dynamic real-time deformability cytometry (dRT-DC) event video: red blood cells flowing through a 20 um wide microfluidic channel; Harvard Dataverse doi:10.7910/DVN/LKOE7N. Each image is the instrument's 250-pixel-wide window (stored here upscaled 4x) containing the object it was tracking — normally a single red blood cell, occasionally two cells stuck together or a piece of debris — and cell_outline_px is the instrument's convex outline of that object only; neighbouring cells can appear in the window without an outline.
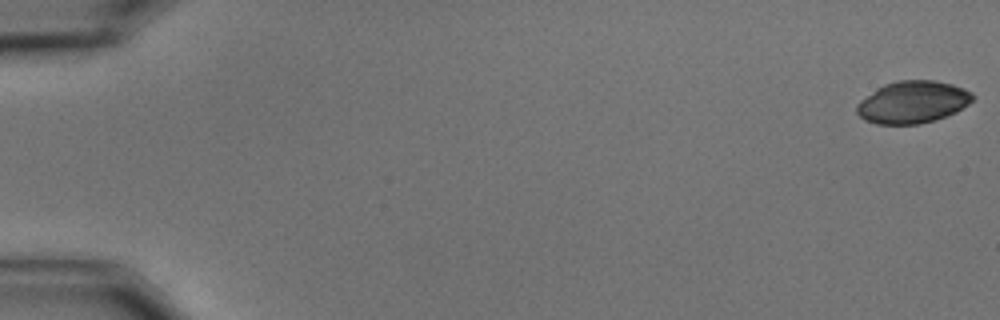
{"species": "common noctule bat (a hibernating species)", "species_latin": "Nyctalus noctula", "temperature_condition": "cold", "stored_images_in_passage": 57, "camera_frame_rate_fps": 3000, "um_per_image_px": 0.085, "animal": {"sex": "male", "body_mass_g": 15.6}, "frame": {"image": 1, "passage_image": 1, "time_ms": 0.0, "image_size_px": [1000, 320], "cell_outline_px": [[976, 96], [968, 104], [956, 112], [920, 124], [876, 124], [864, 120], [856, 112], [856, 104], [860, 100], [876, 88], [884, 84], [896, 80], [936, 80], [952, 84], [964, 88], [972, 92]], "centroid_in_image_um": [77.56, 8.67], "position_along_channel_um": 7.4, "area_um2": 28.67}}
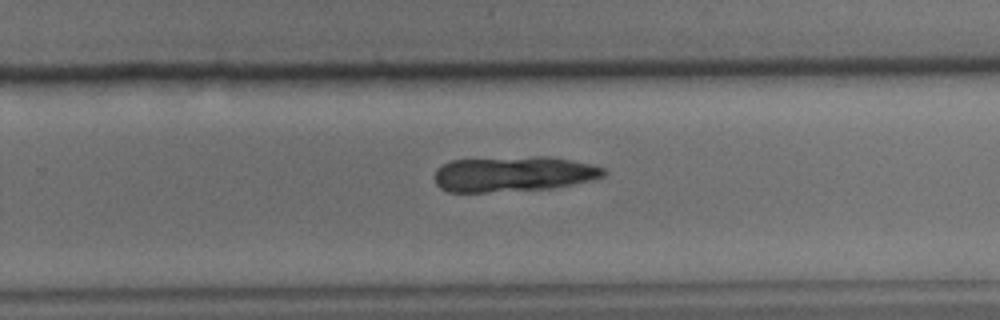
{"frame": {"image": 2, "passage_image": 38, "time_ms": 12.333, "image_size_px": [1000, 320], "cell_outline_px": [[608, 172], [604, 176], [592, 180], [552, 188], [484, 192], [448, 192], [440, 188], [436, 184], [432, 176], [436, 168], [452, 160], [536, 156], [552, 156], [592, 164], [604, 168]], "centroid_in_image_um": [43.63, 14.78], "position_along_channel_um": 286.2, "area_um2": 35.08}}
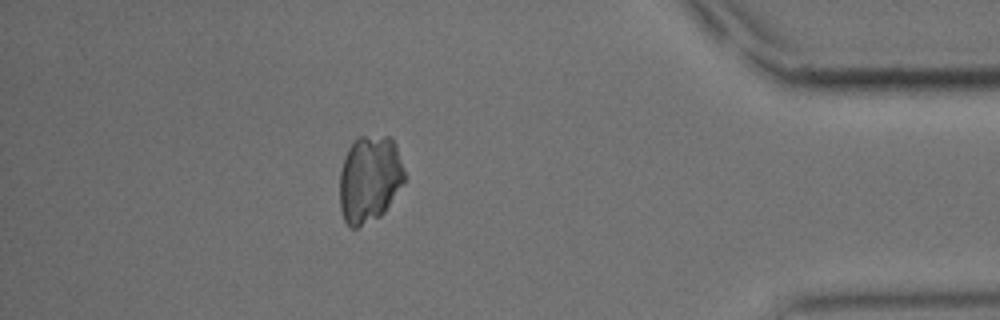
{"frame": {"image": 3, "passage_image": 51, "time_ms": 16.667, "image_size_px": [1000, 320], "cell_outline_px": [[404, 184], [384, 212], [380, 216], [356, 228], [348, 228], [344, 220], [340, 208], [340, 172], [344, 156], [348, 148], [360, 136], [388, 136], [396, 144], [404, 168]], "centroid_in_image_um": [31.41, 15.23], "position_along_channel_um": 403.8, "area_um2": 33.06}}